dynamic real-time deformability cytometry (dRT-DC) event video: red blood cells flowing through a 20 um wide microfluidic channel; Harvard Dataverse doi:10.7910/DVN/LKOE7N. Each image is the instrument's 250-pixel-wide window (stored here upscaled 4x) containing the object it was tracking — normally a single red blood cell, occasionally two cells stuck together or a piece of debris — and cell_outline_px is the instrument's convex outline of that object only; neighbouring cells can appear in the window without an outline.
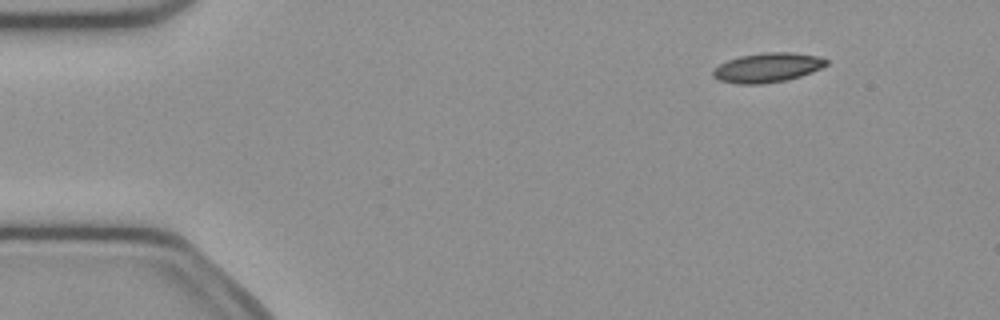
{"species": "common noctule bat (a hibernating species)", "species_latin": "Nyctalus noctula", "temperature_condition": "cold", "stored_images_in_passage": 52, "camera_frame_rate_fps": 3000, "um_per_image_px": 0.085, "animal": {"sex": "female", "body_mass_g": 21.9}, "frame": {"image": 1, "passage_image": 6, "time_ms": 1.667, "image_size_px": [1000, 320], "cell_outline_px": [[828, 64], [812, 72], [800, 76], [784, 80], [764, 84], [736, 84], [720, 80], [712, 76], [712, 72], [720, 64], [728, 60], [740, 56], [764, 52], [788, 52], [816, 56], [828, 60]], "centroid_in_image_um": [65.22, 5.75], "position_along_channel_um": 19.8, "area_um2": 19.25}}
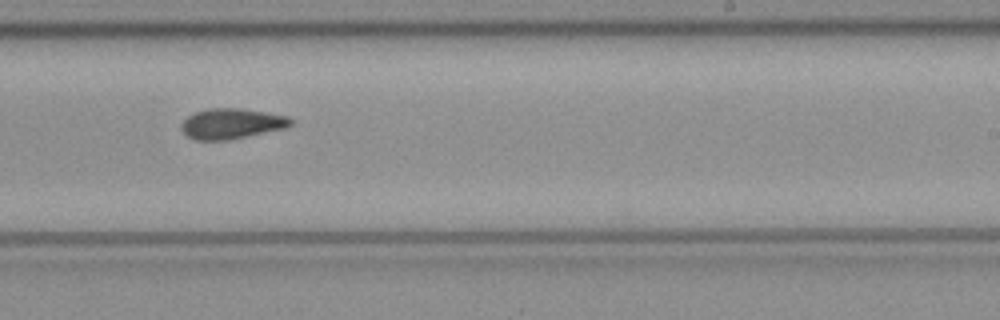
{"frame": {"image": 2, "passage_image": 32, "time_ms": 10.333, "image_size_px": [1000, 320], "cell_outline_px": [[292, 124], [288, 128], [228, 140], [196, 140], [188, 136], [180, 128], [180, 124], [192, 112], [208, 108], [240, 108], [288, 116], [292, 120]], "centroid_in_image_um": [19.68, 10.51], "position_along_channel_um": 269.3, "area_um2": 19.54}}
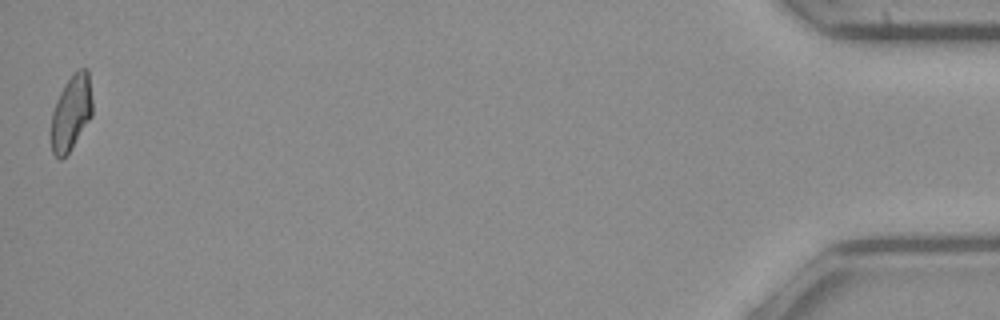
{"frame": {"image": 3, "passage_image": 52, "time_ms": 17.0, "image_size_px": [1000, 320], "cell_outline_px": [[92, 116], [68, 152], [60, 160], [52, 152], [52, 112], [56, 100], [64, 84], [80, 68], [88, 68], [92, 100]], "centroid_in_image_um": [6.06, 9.55], "position_along_channel_um": 429.1, "area_um2": 17.74}, "authors_computed_cell_mechanics": {"area_um2": 19.2185, "velocity_mm_per_s": 3.9028, "shape_relaxation_time_tau1_ms": null, "shape_relaxation_time_tau2_ms": 10.321, "deformation_change_tau1": null, "deformation_change_tau2": 0.203}}